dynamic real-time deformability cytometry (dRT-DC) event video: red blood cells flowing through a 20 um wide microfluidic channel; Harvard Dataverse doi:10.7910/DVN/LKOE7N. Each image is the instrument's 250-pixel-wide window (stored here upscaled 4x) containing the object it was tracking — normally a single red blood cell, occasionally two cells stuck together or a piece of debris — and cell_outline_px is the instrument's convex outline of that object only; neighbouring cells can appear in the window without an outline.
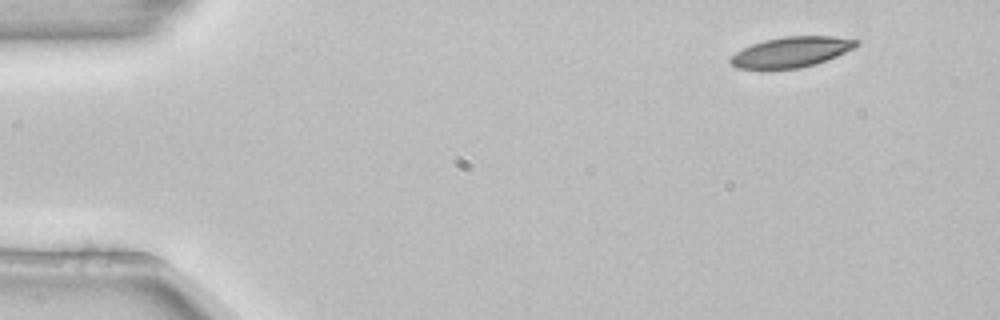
{"species": "common noctule bat (a hibernating species)", "species_latin": "Nyctalus noctula", "temperature_condition": "room temperature", "stored_images_in_passage": 49, "camera_frame_rate_fps": 3000, "um_per_image_px": 0.085, "animal": {"sex": "female", "body_mass_g": 22.7, "forearm_length_mm": 54.2}, "frame": {"image": 1, "passage_image": 1, "time_ms": 0.0, "image_size_px": [1000, 320], "cell_outline_px": [[860, 44], [836, 56], [816, 64], [800, 68], [736, 68], [728, 60], [736, 52], [752, 44], [764, 40], [784, 36], [832, 36], [860, 40]], "centroid_in_image_um": [67.28, 4.41], "position_along_channel_um": 17.7, "area_um2": 22.02}}
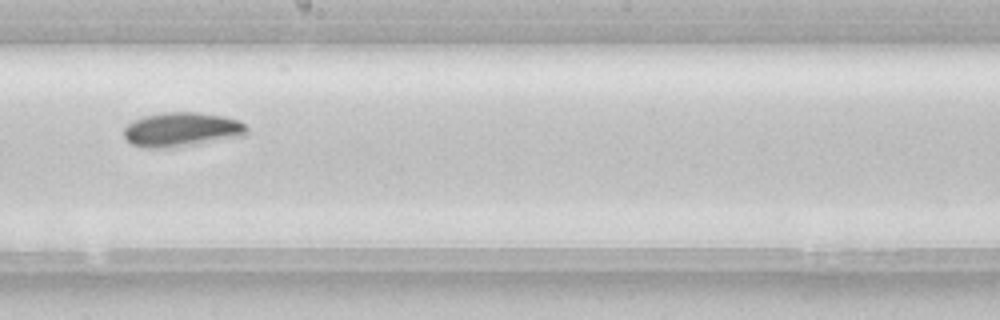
{"frame": {"image": 2, "passage_image": 26, "time_ms": 8.333, "image_size_px": [1000, 320], "cell_outline_px": [[248, 132], [244, 136], [200, 144], [176, 148], [144, 148], [132, 144], [124, 136], [124, 128], [132, 120], [144, 116], [164, 112], [196, 112], [224, 116], [240, 120], [248, 128]], "centroid_in_image_um": [15.47, 11.02], "position_along_channel_um": 232.7, "area_um2": 25.03}}
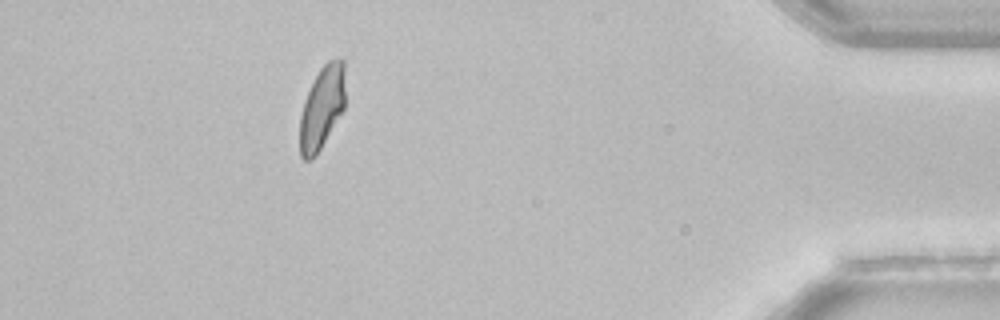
{"frame": {"image": 3, "passage_image": 44, "time_ms": 14.333, "image_size_px": [1000, 320], "cell_outline_px": [[344, 108], [316, 156], [312, 160], [304, 160], [300, 156], [300, 116], [304, 100], [320, 68], [328, 60], [336, 56], [340, 56], [344, 60]], "centroid_in_image_um": [27.36, 9.13], "position_along_channel_um": 407.8, "area_um2": 21.91}, "authors_computed_cell_mechanics": {"area_um2": 23.1778, "velocity_mm_per_s": 3.829, "shape_relaxation_time_tau1_ms": 3.6071, "shape_relaxation_time_tau2_ms": null, "deformation_change_tau1": 0.1214, "deformation_change_tau2": null}}